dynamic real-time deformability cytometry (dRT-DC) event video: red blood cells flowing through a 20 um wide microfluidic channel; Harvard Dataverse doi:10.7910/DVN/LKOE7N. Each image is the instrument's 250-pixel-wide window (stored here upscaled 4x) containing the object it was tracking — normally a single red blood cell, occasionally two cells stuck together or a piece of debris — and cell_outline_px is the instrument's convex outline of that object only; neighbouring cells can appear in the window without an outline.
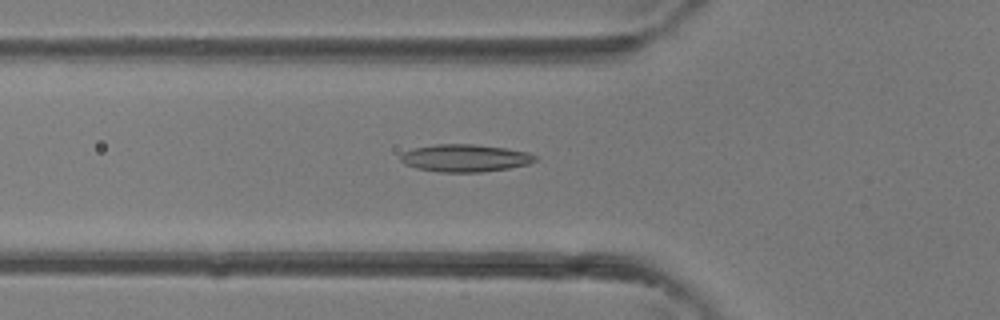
{"species": "common noctule bat (a hibernating species)", "species_latin": "Nyctalus noctula", "temperature_condition": "room temperature", "stored_images_in_passage": 39, "camera_frame_rate_fps": 3000, "um_per_image_px": 0.085, "animal": {"sex": "female"}, "frame": {"image": 1, "passage_image": 14, "time_ms": 4.333, "image_size_px": [1000, 320], "cell_outline_px": [[536, 160], [528, 164], [508, 168], [484, 172], [440, 172], [416, 168], [404, 164], [400, 160], [400, 156], [404, 152], [412, 148], [436, 144], [476, 144], [504, 148], [528, 152], [536, 156]], "centroid_in_image_um": [39.5, 13.43], "position_along_channel_um": 86.3, "area_um2": 21.56}}
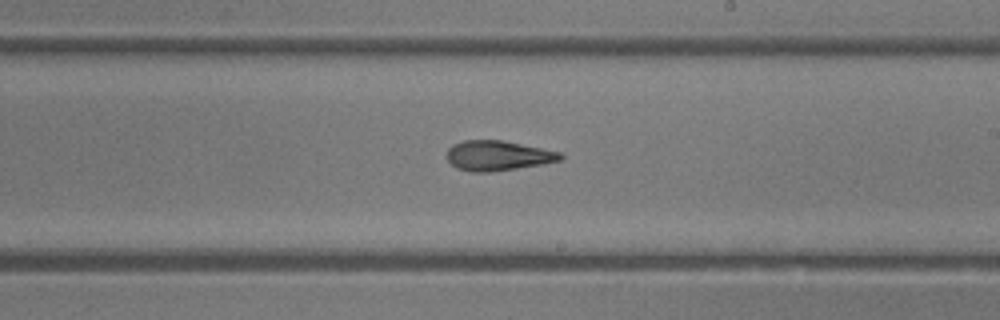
{"frame": {"image": 2, "passage_image": 23, "time_ms": 7.333, "image_size_px": [1000, 320], "cell_outline_px": [[564, 156], [560, 160], [544, 164], [488, 172], [472, 172], [456, 168], [448, 160], [448, 148], [452, 144], [464, 140], [504, 140], [560, 152]], "centroid_in_image_um": [42.31, 13.22], "position_along_channel_um": 246.7, "area_um2": 19.77}}
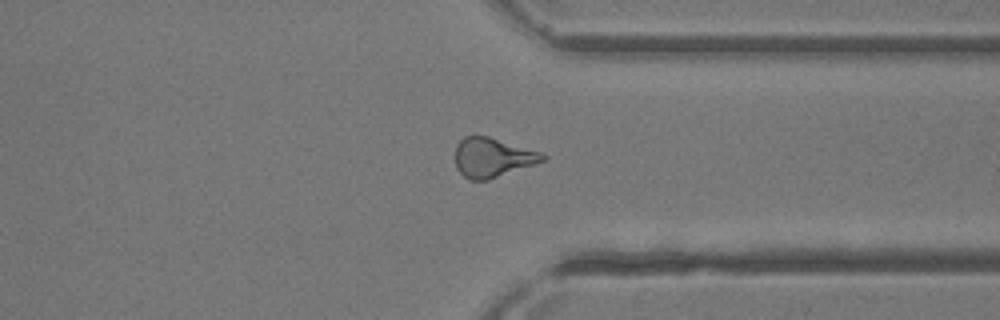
{"frame": {"image": 3, "passage_image": 30, "time_ms": 9.667, "image_size_px": [1000, 320], "cell_outline_px": [[548, 160], [488, 180], [468, 180], [456, 168], [456, 144], [464, 136], [488, 136], [540, 152], [548, 156]], "centroid_in_image_um": [41.88, 13.4], "position_along_channel_um": 369.5, "area_um2": 20.11}}